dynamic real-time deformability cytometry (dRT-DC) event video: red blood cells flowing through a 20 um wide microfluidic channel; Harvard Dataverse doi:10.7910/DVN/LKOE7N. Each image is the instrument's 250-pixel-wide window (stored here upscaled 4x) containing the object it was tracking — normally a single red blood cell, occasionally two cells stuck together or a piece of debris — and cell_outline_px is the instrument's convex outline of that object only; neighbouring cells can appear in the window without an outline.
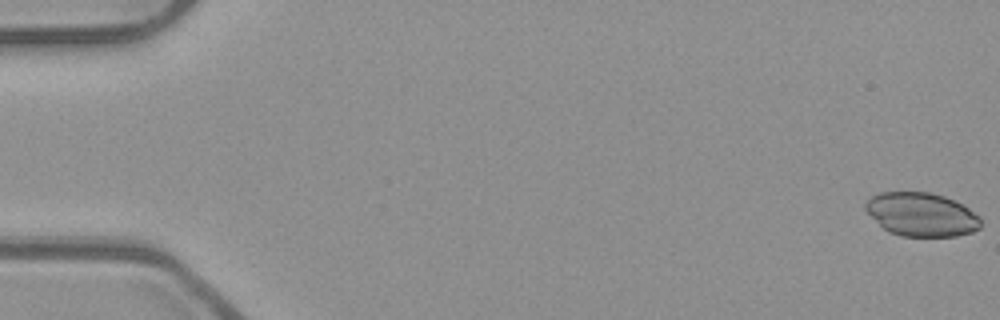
{"species": "common noctule bat (a hibernating species)", "species_latin": "Nyctalus noctula", "temperature_condition": "room temperature", "stored_images_in_passage": 9, "camera_frame_rate_fps": 3000, "um_per_image_px": 0.085, "animal": {"sex": "male", "body_mass_g": 23.1, "forearm_length_mm": 52.7}, "frame": {"image": 1, "passage_image": 1, "time_ms": 0.0, "image_size_px": [1000, 320], "cell_outline_px": [[980, 228], [972, 232], [956, 236], [900, 236], [888, 232], [864, 208], [864, 204], [872, 196], [880, 192], [928, 192], [944, 196], [968, 208], [980, 216]], "centroid_in_image_um": [78.33, 18.23], "position_along_channel_um": 6.7, "area_um2": 29.07}}